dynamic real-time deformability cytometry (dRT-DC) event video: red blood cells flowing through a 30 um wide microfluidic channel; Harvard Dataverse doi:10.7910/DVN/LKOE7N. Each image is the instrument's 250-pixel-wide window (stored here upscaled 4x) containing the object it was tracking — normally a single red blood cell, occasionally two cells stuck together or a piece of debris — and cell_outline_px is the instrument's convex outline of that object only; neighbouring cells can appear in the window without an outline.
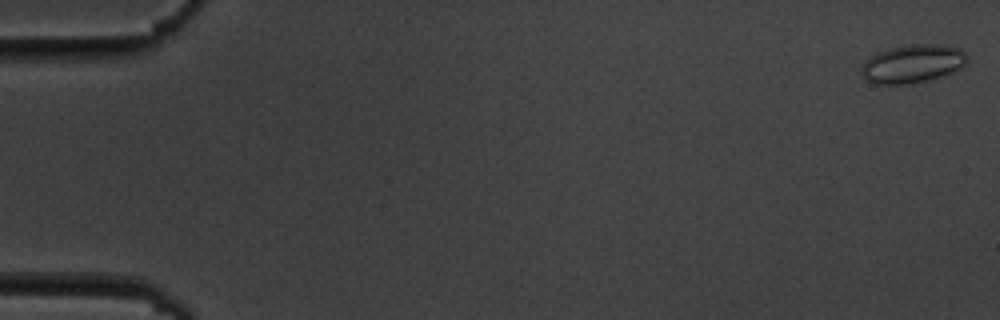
{"species": "common noctule bat (a hibernating species)", "species_latin": "Nyctalus noctula", "temperature_condition": "cold", "stored_images_in_passage": 52, "camera_frame_rate_fps": 3000, "um_per_image_px": 0.085, "animal": {"sex": "male", "body_mass_g": 19.5, "forearm_length_mm": 54.6}, "frame": {"image": 1, "passage_image": 1, "time_ms": 0.0, "image_size_px": [1000, 320], "cell_outline_px": [[968, 60], [960, 68], [944, 76], [928, 80], [908, 84], [872, 84], [864, 80], [860, 72], [860, 68], [876, 52], [888, 48], [912, 44], [936, 44], [956, 48], [964, 52], [968, 56]], "centroid_in_image_um": [77.54, 5.43], "position_along_channel_um": 7.5, "area_um2": 23.7}}
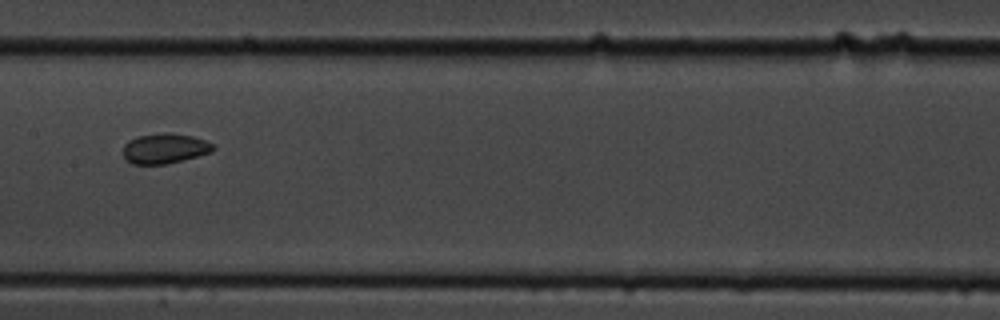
{"frame": {"image": 2, "passage_image": 29, "time_ms": 9.333, "image_size_px": [1000, 320], "cell_outline_px": [[216, 148], [212, 152], [168, 164], [132, 164], [124, 160], [124, 144], [128, 140], [136, 136], [164, 132], [172, 132], [192, 136], [204, 140], [212, 144]], "centroid_in_image_um": [13.98, 12.61], "position_along_channel_um": 193.4, "area_um2": 16.01}}
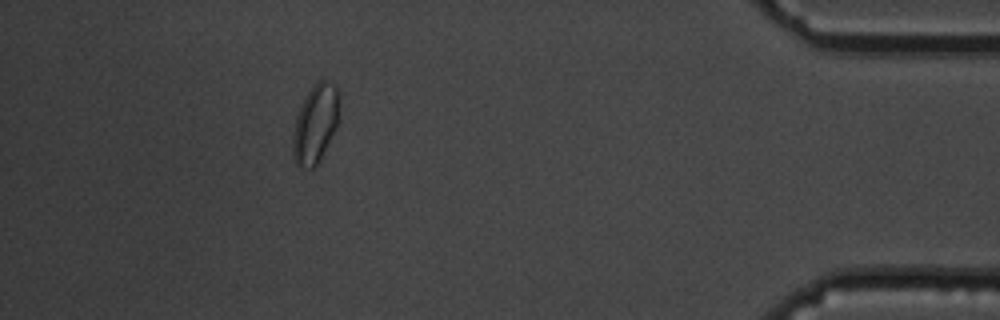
{"frame": {"image": 3, "passage_image": 51, "time_ms": 16.667, "image_size_px": [1000, 320], "cell_outline_px": [[340, 100], [336, 128], [320, 160], [312, 168], [300, 168], [296, 164], [292, 156], [292, 136], [296, 116], [312, 84], [320, 80], [324, 80], [336, 84], [340, 88]], "centroid_in_image_um": [26.82, 10.5], "position_along_channel_um": 408.4, "area_um2": 21.56}, "authors_computed_cell_mechanics": {"area_um2": 16.3285, "velocity_mm_per_s": 3.5904, "shape_relaxation_time_tau1_ms": 7.2707, "shape_relaxation_time_tau2_ms": 1.8539, "deformation_change_tau1": 0.0845, "deformation_change_tau2": 0.049}}